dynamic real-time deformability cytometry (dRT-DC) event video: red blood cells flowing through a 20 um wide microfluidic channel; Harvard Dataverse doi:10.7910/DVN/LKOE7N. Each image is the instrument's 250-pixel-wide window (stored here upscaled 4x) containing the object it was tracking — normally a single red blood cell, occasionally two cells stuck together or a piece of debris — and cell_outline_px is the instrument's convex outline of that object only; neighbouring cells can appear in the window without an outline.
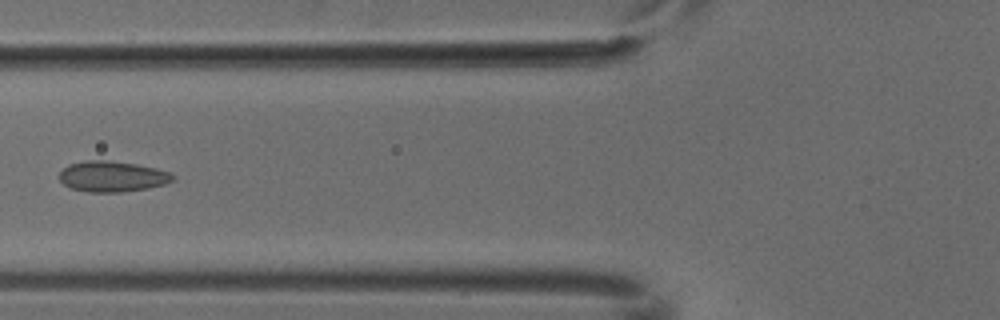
{"species": "common noctule bat (a hibernating species)", "species_latin": "Nyctalus noctula", "temperature_condition": "cold", "stored_images_in_passage": 6, "camera_frame_rate_fps": 3000, "um_per_image_px": 0.085, "animal": {"sex": "male", "body_mass_g": 18.8}, "frame": {"image": 1, "passage_image": 5, "time_ms": 1.333, "image_size_px": [1000, 320], "cell_outline_px": [[176, 176], [172, 180], [164, 184], [148, 188], [120, 192], [88, 192], [72, 188], [64, 184], [60, 180], [60, 172], [68, 164], [84, 160], [108, 160], [136, 164], [156, 168], [172, 172]], "centroid_in_image_um": [9.56, 14.99], "position_along_channel_um": 116.2, "area_um2": 20.35}}
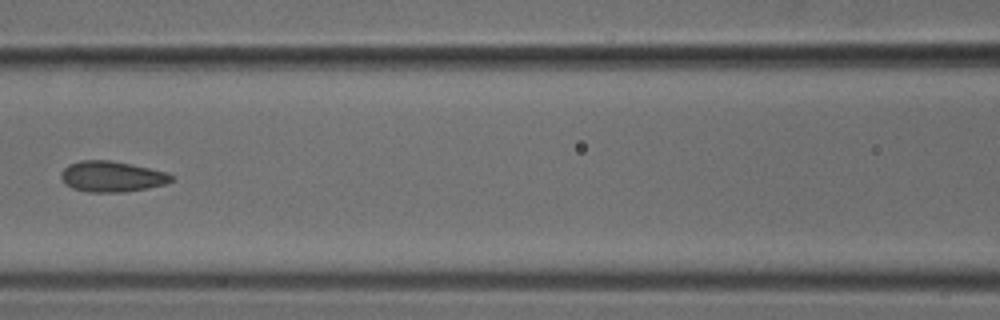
{"frame": {"image": 2, "passage_image": 6, "time_ms": 1.667, "image_size_px": [1000, 320], "cell_outline_px": [[176, 176], [168, 184], [148, 188], [120, 192], [88, 192], [72, 188], [64, 184], [60, 176], [60, 172], [68, 164], [80, 160], [108, 160], [132, 164], [168, 172]], "centroid_in_image_um": [9.52, 15.0], "position_along_channel_um": 157.1, "area_um2": 20.06}}